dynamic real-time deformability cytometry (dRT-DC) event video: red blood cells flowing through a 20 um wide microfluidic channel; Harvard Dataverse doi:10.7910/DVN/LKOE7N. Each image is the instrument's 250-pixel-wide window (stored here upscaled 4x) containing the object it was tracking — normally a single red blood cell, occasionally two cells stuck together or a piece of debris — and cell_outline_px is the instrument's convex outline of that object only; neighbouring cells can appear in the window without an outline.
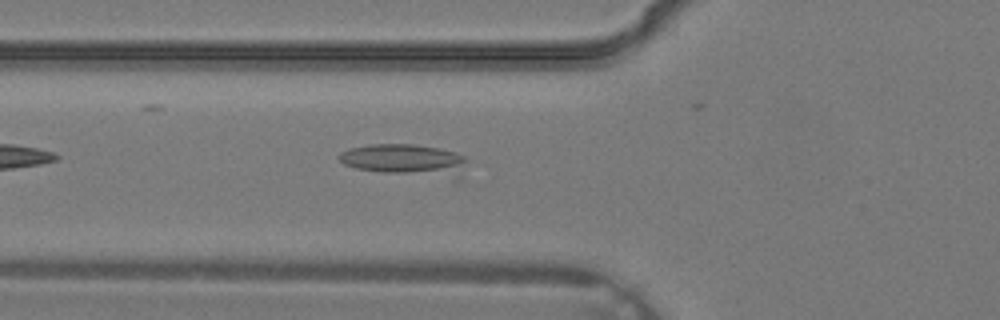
{"species": "common noctule bat (a hibernating species)", "species_latin": "Nyctalus noctula", "temperature_condition": "warm", "stored_images_in_passage": 15, "camera_frame_rate_fps": 3000, "um_per_image_px": 0.085, "animal": {"sex": "male", "body_mass_g": 19.2, "forearm_length_mm": 51.8}, "frame": {"image": 1, "passage_image": 3, "time_ms": 0.667, "image_size_px": [1000, 320], "cell_outline_px": [[468, 160], [460, 180], [452, 180], [380, 172], [356, 168], [344, 164], [340, 160], [340, 152], [348, 148], [368, 144], [412, 144], [440, 148], [456, 152], [464, 156]], "centroid_in_image_um": [34.56, 13.63], "position_along_channel_um": 91.2, "area_um2": 24.45}}
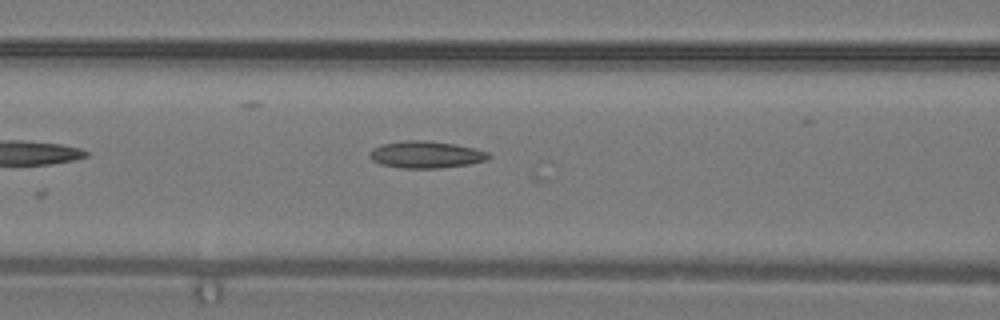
{"frame": {"image": 2, "passage_image": 5, "time_ms": 1.333, "image_size_px": [1000, 320], "cell_outline_px": [[492, 156], [488, 160], [468, 164], [440, 168], [400, 168], [380, 164], [372, 160], [368, 156], [368, 152], [372, 148], [384, 144], [404, 140], [428, 140], [456, 144], [488, 152]], "centroid_in_image_um": [36.19, 13.14], "position_along_channel_um": 130.4, "area_um2": 18.84}}
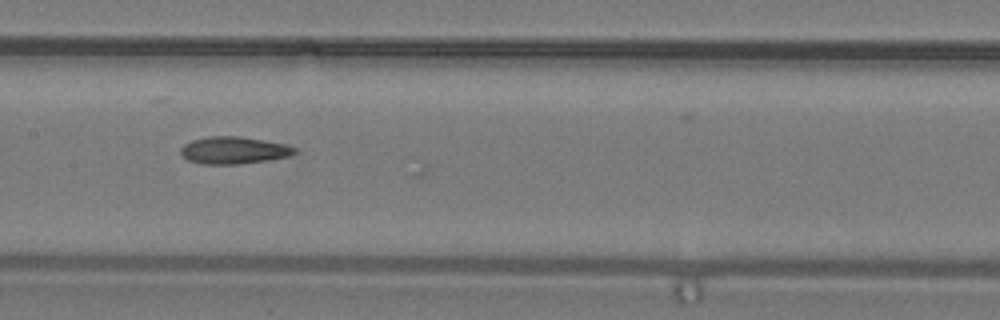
{"frame": {"image": 3, "passage_image": 8, "time_ms": 2.333, "image_size_px": [1000, 320], "cell_outline_px": [[296, 152], [288, 156], [268, 160], [240, 164], [200, 164], [188, 160], [180, 152], [180, 148], [184, 144], [192, 140], [208, 136], [240, 136], [264, 140], [284, 144], [296, 148]], "centroid_in_image_um": [19.84, 12.77], "position_along_channel_um": 187.6, "area_um2": 18.03}}